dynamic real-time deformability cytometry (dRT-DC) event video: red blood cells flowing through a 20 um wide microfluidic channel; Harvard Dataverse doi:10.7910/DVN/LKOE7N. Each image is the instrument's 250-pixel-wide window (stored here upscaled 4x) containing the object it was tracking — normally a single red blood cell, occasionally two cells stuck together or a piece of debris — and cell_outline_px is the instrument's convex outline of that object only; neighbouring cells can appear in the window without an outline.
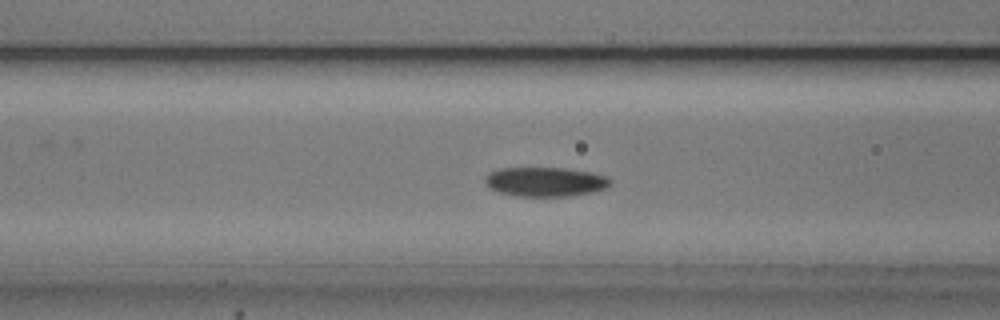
{"species": "common noctule bat (a hibernating species)", "species_latin": "Nyctalus noctula", "temperature_condition": "cold", "stored_images_in_passage": 54, "camera_frame_rate_fps": 3000, "um_per_image_px": 0.085, "animal": {"sex": "male", "body_mass_g": 20.5, "forearm_length_mm": 52.5}, "frame": {"image": 1, "passage_image": 21, "time_ms": 6.667, "image_size_px": [1000, 320], "cell_outline_px": [[612, 184], [604, 188], [592, 192], [568, 196], [512, 196], [496, 192], [484, 180], [488, 172], [500, 168], [564, 168], [592, 172], [604, 176], [612, 180]], "centroid_in_image_um": [46.33, 15.45], "position_along_channel_um": 120.3, "area_um2": 21.44}}
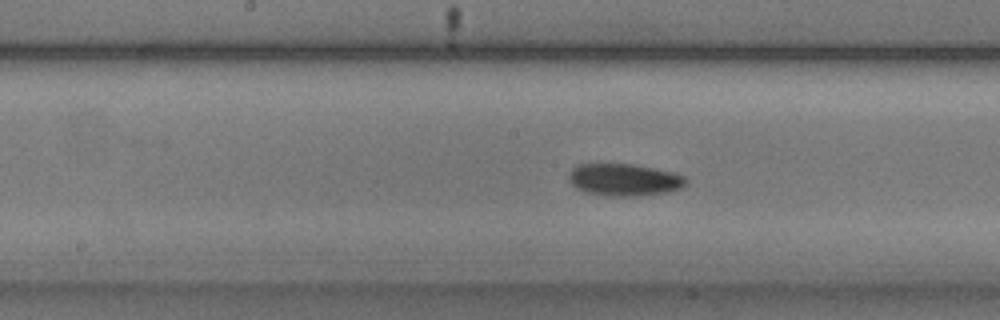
{"frame": {"image": 2, "passage_image": 27, "time_ms": 8.667, "image_size_px": [1000, 320], "cell_outline_px": [[688, 180], [680, 188], [664, 192], [640, 196], [604, 196], [588, 192], [576, 188], [568, 180], [568, 176], [572, 168], [576, 164], [636, 164], [672, 172], [684, 176]], "centroid_in_image_um": [53.02, 15.27], "position_along_channel_um": 195.2, "area_um2": 21.96}}
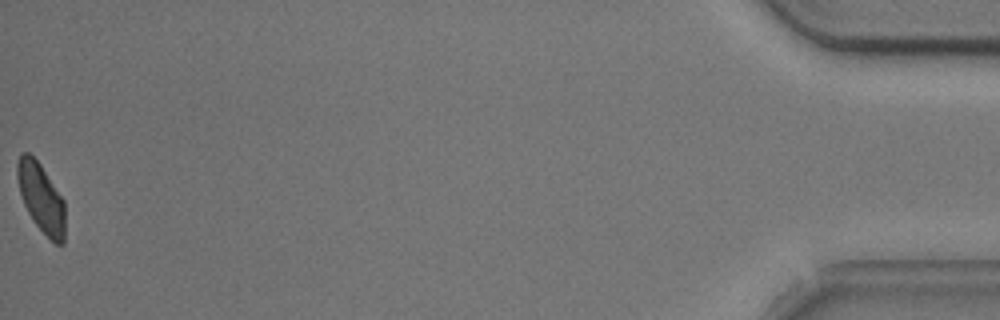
{"frame": {"image": 3, "passage_image": 54, "time_ms": 17.667, "image_size_px": [1000, 320], "cell_outline_px": [[64, 244], [56, 244], [32, 220], [24, 204], [20, 192], [16, 176], [16, 164], [20, 152], [28, 152], [40, 164], [64, 200]], "centroid_in_image_um": [3.47, 16.78], "position_along_channel_um": 431.7, "area_um2": 19.02}, "authors_computed_cell_mechanics": {"area_um2": 20.8369, "velocity_mm_per_s": 3.7275, "shape_relaxation_time_tau1_ms": 2.5902, "shape_relaxation_time_tau2_ms": null, "deformation_change_tau1": 0.081, "deformation_change_tau2": null}}